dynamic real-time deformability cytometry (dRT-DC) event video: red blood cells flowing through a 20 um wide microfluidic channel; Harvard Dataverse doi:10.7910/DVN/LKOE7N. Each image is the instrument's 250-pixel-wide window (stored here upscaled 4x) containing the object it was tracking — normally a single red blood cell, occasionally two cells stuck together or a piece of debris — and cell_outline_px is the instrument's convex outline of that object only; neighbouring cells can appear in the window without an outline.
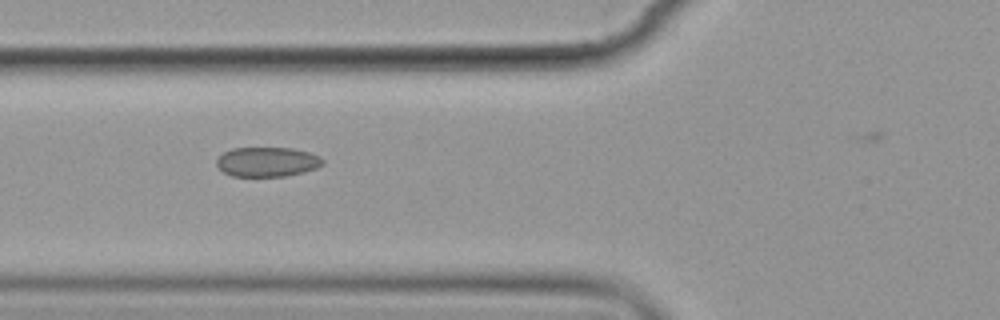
{"species": "common noctule bat (a hibernating species)", "species_latin": "Nyctalus noctula", "temperature_condition": "cold", "stored_images_in_passage": 8, "camera_frame_rate_fps": 3000, "um_per_image_px": 0.085, "animal": {"sex": "female", "body_mass_g": 19.9}, "frame": {"image": 1, "passage_image": 7, "time_ms": 7.0, "image_size_px": [1000, 320], "cell_outline_px": [[324, 164], [316, 168], [304, 172], [284, 176], [232, 176], [224, 172], [216, 164], [216, 160], [224, 152], [232, 148], [292, 148], [308, 152], [320, 156], [324, 160]], "centroid_in_image_um": [22.73, 13.75], "position_along_channel_um": 103.1, "area_um2": 18.26}}
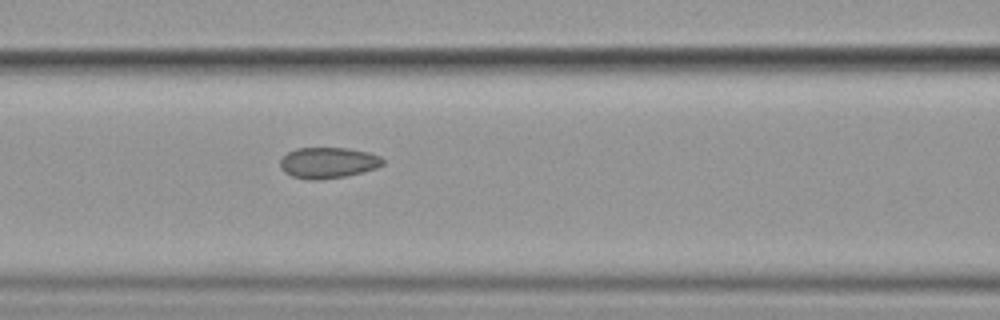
{"frame": {"image": 2, "passage_image": 8, "time_ms": 8.0, "image_size_px": [1000, 320], "cell_outline_px": [[384, 164], [376, 168], [364, 172], [344, 176], [320, 180], [308, 180], [292, 176], [284, 172], [280, 168], [280, 160], [288, 152], [296, 148], [348, 148], [368, 152], [380, 156], [384, 160]], "centroid_in_image_um": [27.88, 13.84], "position_along_channel_um": 138.7, "area_um2": 18.61}}